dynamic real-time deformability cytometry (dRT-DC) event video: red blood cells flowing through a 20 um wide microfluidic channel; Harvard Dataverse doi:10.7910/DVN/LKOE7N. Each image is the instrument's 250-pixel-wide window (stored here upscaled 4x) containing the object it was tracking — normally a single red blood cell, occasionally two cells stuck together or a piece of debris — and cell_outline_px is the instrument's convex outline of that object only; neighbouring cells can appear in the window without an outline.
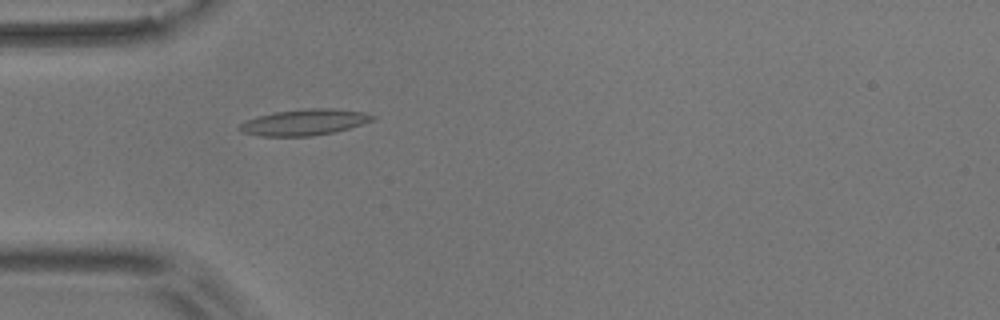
{"species": "common noctule bat (a hibernating species)", "species_latin": "Nyctalus noctula", "temperature_condition": "room temperature", "stored_images_in_passage": 3, "camera_frame_rate_fps": 3000, "um_per_image_px": 0.085, "animal": {"sex": "male", "body_mass_g": 17.9}, "frame": {"image": 1, "passage_image": 3, "time_ms": 3.333, "image_size_px": [1000, 320], "cell_outline_px": [[376, 120], [348, 128], [332, 132], [312, 136], [256, 136], [240, 132], [236, 128], [244, 120], [276, 112], [308, 108], [332, 108], [364, 112], [376, 116]], "centroid_in_image_um": [25.85, 10.39], "position_along_channel_um": 59.2, "area_um2": 20.29}}